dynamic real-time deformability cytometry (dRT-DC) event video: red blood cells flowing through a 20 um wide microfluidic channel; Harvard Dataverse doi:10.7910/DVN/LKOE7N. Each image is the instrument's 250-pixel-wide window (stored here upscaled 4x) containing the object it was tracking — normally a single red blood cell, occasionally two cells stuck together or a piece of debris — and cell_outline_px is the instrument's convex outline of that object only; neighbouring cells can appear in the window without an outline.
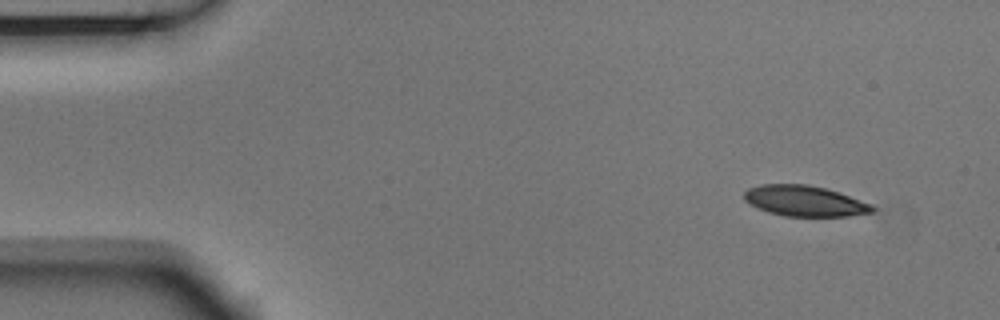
{"species": "Egyptian fruit bat (a non-hibernating species)", "species_latin": "Rousettus aegyptiacus", "temperature_condition": "room temperature", "stored_images_in_passage": 3, "camera_frame_rate_fps": 3000, "um_per_image_px": 0.085, "animal": {"sex": "male"}, "frame": {"image": 1, "passage_image": 1, "time_ms": 0.0, "image_size_px": [1000, 320], "cell_outline_px": [[876, 208], [872, 212], [848, 216], [784, 216], [768, 212], [744, 200], [744, 192], [748, 188], [760, 184], [808, 184], [824, 188], [872, 204]], "centroid_in_image_um": [68.38, 17.08], "position_along_channel_um": 16.6, "area_um2": 22.66}}